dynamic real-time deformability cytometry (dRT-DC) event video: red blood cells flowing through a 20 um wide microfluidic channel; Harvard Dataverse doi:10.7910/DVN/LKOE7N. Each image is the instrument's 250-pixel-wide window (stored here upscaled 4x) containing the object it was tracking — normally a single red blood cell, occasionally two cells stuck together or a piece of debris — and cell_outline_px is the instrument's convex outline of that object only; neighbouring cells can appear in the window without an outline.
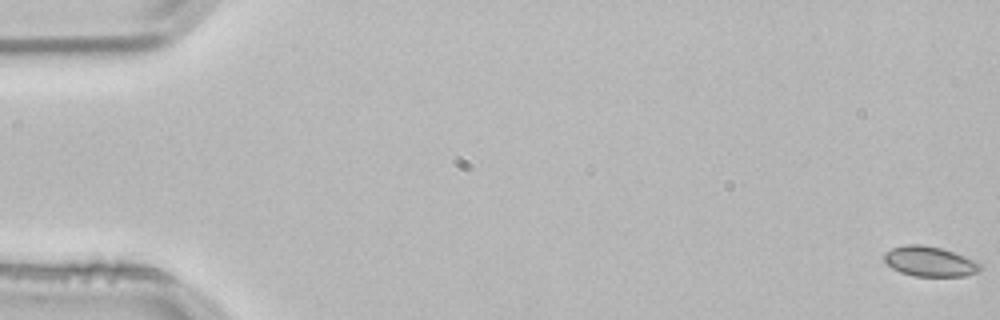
{"species": "common noctule bat (a hibernating species)", "species_latin": "Nyctalus noctula", "temperature_condition": "room temperature", "stored_images_in_passage": 55, "camera_frame_rate_fps": 3000, "um_per_image_px": 0.085, "animal": {"sex": "male", "body_mass_g": 21.5, "forearm_length_mm": 52.0}, "frame": {"image": 1, "passage_image": 1, "time_ms": 0.0, "image_size_px": [1000, 320], "cell_outline_px": [[984, 268], [976, 272], [964, 276], [916, 276], [900, 272], [892, 268], [880, 256], [884, 252], [892, 248], [904, 244], [920, 244], [940, 248], [964, 256], [980, 264]], "centroid_in_image_um": [78.97, 22.22], "position_along_channel_um": 6.0, "area_um2": 16.76}}
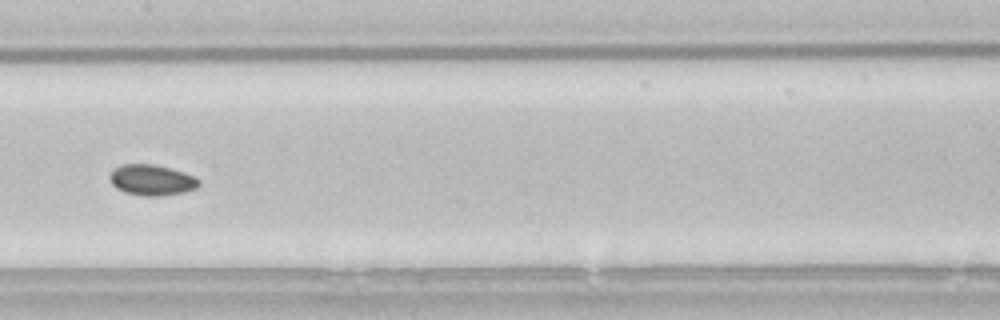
{"frame": {"image": 2, "passage_image": 28, "time_ms": 9.0, "image_size_px": [1000, 320], "cell_outline_px": [[200, 184], [196, 188], [184, 192], [160, 196], [144, 196], [124, 192], [116, 188], [108, 180], [108, 176], [112, 168], [120, 164], [152, 164], [184, 172], [196, 176], [200, 180]], "centroid_in_image_um": [12.86, 15.3], "position_along_channel_um": 194.5, "area_um2": 16.24}}
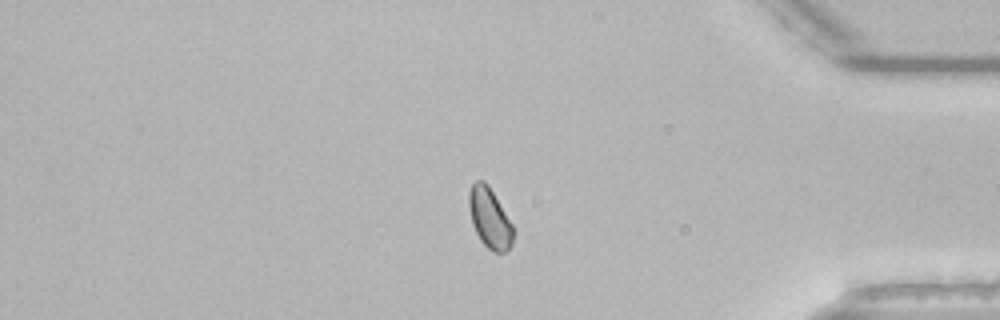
{"frame": {"image": 3, "passage_image": 46, "time_ms": 15.0, "image_size_px": [1000, 320], "cell_outline_px": [[512, 244], [504, 252], [492, 252], [480, 240], [472, 224], [468, 208], [468, 192], [472, 184], [476, 180], [484, 180], [488, 184], [512, 224]], "centroid_in_image_um": [41.58, 18.51], "position_along_channel_um": 393.6, "area_um2": 15.43}}